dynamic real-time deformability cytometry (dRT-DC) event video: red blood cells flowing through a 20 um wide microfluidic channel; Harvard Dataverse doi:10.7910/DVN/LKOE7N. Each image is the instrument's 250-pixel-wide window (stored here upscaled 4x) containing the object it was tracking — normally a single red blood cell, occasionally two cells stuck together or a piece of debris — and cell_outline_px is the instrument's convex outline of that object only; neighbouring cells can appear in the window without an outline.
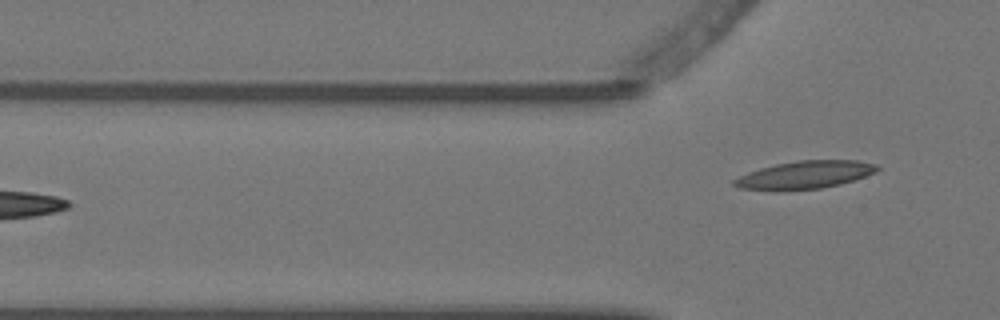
{"species": "Egyptian fruit bat (a non-hibernating species)", "species_latin": "Rousettus aegyptiacus", "temperature_condition": "warm", "stored_images_in_passage": 3, "segment_of_instrument_passage": [2, 2], "camera_frame_rate_fps": 3000, "um_per_image_px": 0.085, "animal": {"sex": "female"}, "frame": {"image": 1, "passage_image": 3, "time_ms": 0.667, "image_size_px": [1000, 320], "cell_outline_px": [[880, 168], [876, 172], [840, 184], [820, 188], [776, 192], [772, 192], [740, 188], [732, 184], [732, 180], [748, 172], [760, 168], [776, 164], [796, 160], [856, 160], [876, 164]], "centroid_in_image_um": [68.35, 14.88], "position_along_channel_um": 57.5, "area_um2": 23.47}}